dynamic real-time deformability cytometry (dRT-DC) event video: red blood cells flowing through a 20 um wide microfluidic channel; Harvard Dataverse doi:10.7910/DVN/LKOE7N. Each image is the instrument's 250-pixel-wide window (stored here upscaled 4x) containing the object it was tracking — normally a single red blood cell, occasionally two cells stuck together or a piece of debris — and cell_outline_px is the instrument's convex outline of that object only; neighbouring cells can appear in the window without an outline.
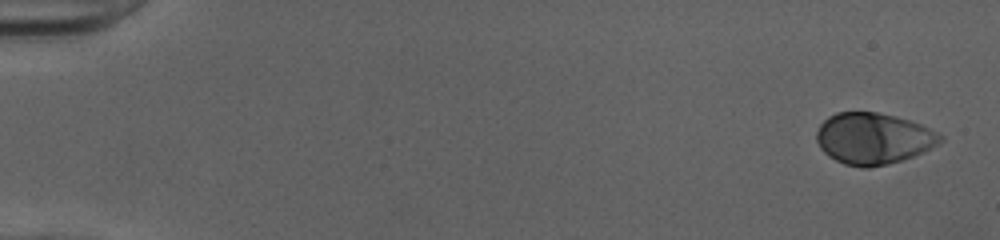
{"species": "human", "species_latin": "Homo sapiens", "temperature_condition": "cold", "stored_images_in_passage": 50, "camera_frame_rate_fps": 3000, "um_per_image_px": 0.085, "donor": {"sex": "female"}, "frame": {"image": 1, "passage_image": 1, "time_ms": 0.0, "image_size_px": [1000, 240], "cell_outline_px": [[944, 140], [924, 152], [888, 164], [868, 168], [860, 168], [844, 164], [828, 156], [820, 148], [816, 140], [816, 132], [820, 124], [828, 116], [836, 112], [876, 112], [908, 120], [920, 124], [944, 136]], "centroid_in_image_um": [74.2, 11.78], "position_along_channel_um": 10.8, "area_um2": 36.99}}
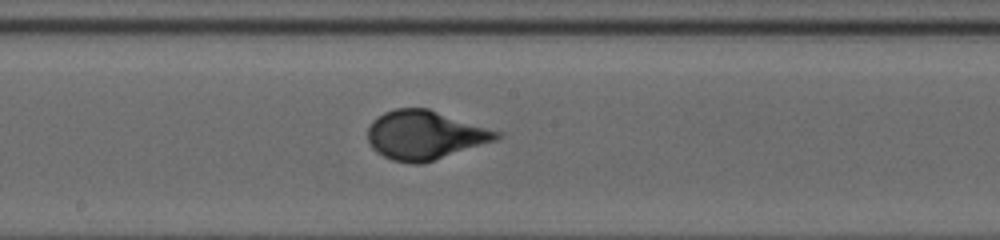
{"frame": {"image": 2, "passage_image": 28, "time_ms": 9.0, "image_size_px": [1000, 240], "cell_outline_px": [[504, 136], [496, 140], [424, 164], [412, 164], [392, 160], [376, 152], [372, 148], [368, 140], [368, 128], [372, 120], [376, 116], [384, 112], [396, 108], [428, 108], [504, 132]], "centroid_in_image_um": [36.14, 11.48], "position_along_channel_um": 212.1, "area_um2": 37.22}}
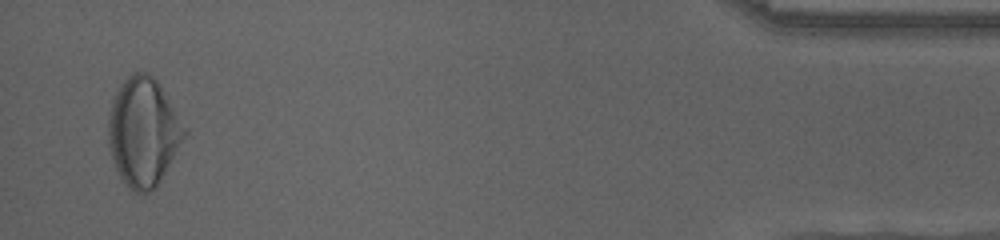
{"frame": {"image": 3, "passage_image": 49, "time_ms": 16.0, "image_size_px": [1000, 240], "cell_outline_px": [[188, 132], [156, 188], [148, 192], [132, 192], [124, 184], [116, 168], [108, 144], [108, 120], [112, 100], [120, 84], [132, 72], [144, 72], [152, 76], [156, 80]], "centroid_in_image_um": [12.16, 11.24], "position_along_channel_um": 423.0, "area_um2": 47.69}, "authors_computed_cell_mechanics": {"area_um2": 36.4718, "velocity_mm_per_s": 4.0347, "shape_relaxation_time_tau1_ms": 4.3269, "shape_relaxation_time_tau2_ms": null, "deformation_change_tau1": 0.2117, "deformation_change_tau2": null}}